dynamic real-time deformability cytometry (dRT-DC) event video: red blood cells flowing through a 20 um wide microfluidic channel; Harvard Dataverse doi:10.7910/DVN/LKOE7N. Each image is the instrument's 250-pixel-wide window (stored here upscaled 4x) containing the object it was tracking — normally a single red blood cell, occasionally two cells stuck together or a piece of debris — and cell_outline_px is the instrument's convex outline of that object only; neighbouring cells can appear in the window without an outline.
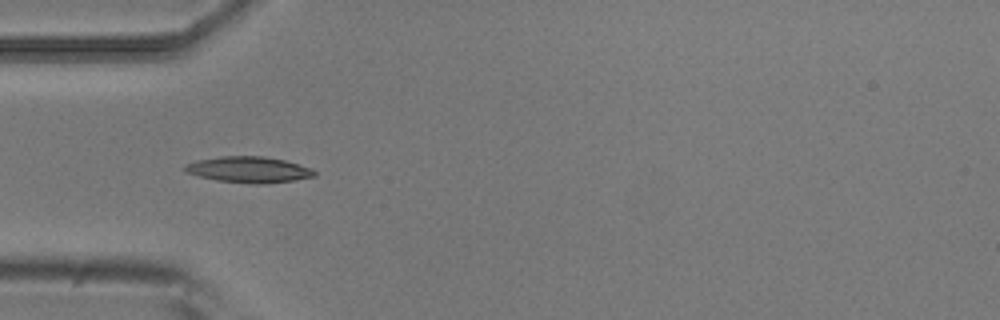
{"species": "common noctule bat (a hibernating species)", "species_latin": "Nyctalus noctula", "temperature_condition": "room temperature", "stored_images_in_passage": 10, "camera_frame_rate_fps": 3000, "um_per_image_px": 0.085, "animal": {"sex": "male", "body_mass_g": 20.5, "forearm_length_mm": 52.5}, "frame": {"image": 1, "passage_image": 4, "time_ms": 1.0, "image_size_px": [1000, 320], "cell_outline_px": [[316, 176], [292, 180], [256, 184], [216, 180], [184, 172], [184, 164], [196, 160], [220, 156], [264, 156], [284, 160], [312, 168], [316, 172]], "centroid_in_image_um": [21.11, 14.4], "position_along_channel_um": 63.9, "area_um2": 19.54}}
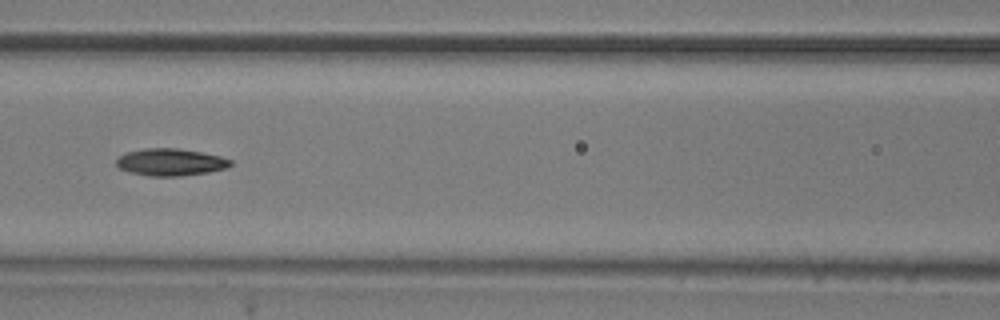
{"frame": {"image": 2, "passage_image": 6, "time_ms": 1.667, "image_size_px": [1000, 320], "cell_outline_px": [[232, 164], [228, 168], [208, 172], [180, 176], [148, 176], [132, 172], [120, 168], [116, 164], [116, 160], [120, 156], [128, 152], [144, 148], [176, 148], [200, 152], [220, 156], [232, 160]], "centroid_in_image_um": [14.52, 13.78], "position_along_channel_um": 152.1, "area_um2": 17.92}}
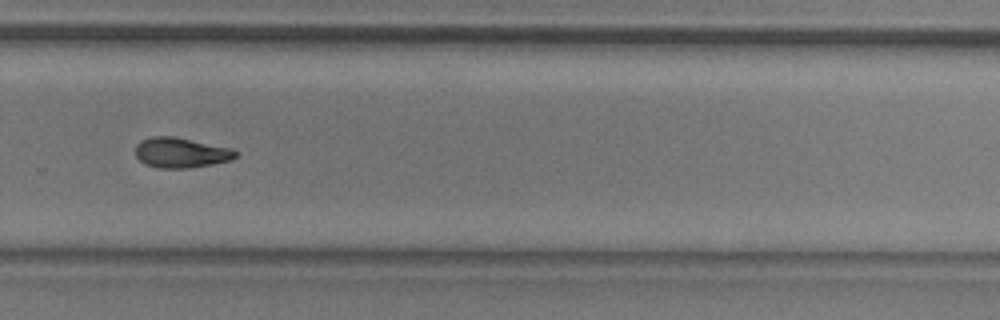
{"frame": {"image": 3, "passage_image": 10, "time_ms": 3.0, "image_size_px": [1000, 320], "cell_outline_px": [[236, 156], [228, 160], [212, 164], [188, 168], [160, 168], [144, 164], [136, 156], [136, 144], [140, 140], [152, 136], [172, 136], [228, 148], [236, 152]], "centroid_in_image_um": [15.29, 12.98], "position_along_channel_um": 314.5, "area_um2": 17.22}}